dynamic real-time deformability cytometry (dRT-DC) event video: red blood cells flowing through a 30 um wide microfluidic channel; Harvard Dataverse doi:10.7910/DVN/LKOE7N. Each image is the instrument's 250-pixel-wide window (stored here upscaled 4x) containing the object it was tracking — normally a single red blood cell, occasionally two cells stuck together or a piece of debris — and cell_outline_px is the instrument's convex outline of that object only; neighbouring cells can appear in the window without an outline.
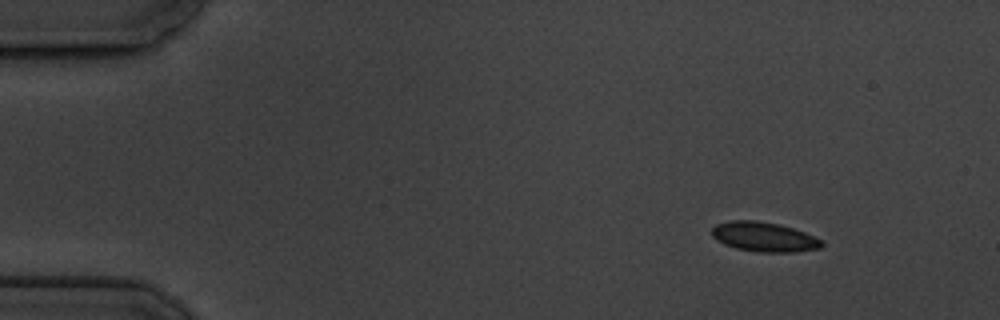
{"species": "common noctule bat (a hibernating species)", "species_latin": "Nyctalus noctula", "temperature_condition": "cold", "stored_images_in_passage": 4, "camera_frame_rate_fps": 3000, "um_per_image_px": 0.085, "animal": {"sex": "male", "body_mass_g": 19.5, "forearm_length_mm": 54.6}, "frame": {"image": 1, "passage_image": 1, "time_ms": 0.0, "image_size_px": [1000, 320], "cell_outline_px": [[824, 244], [820, 248], [792, 252], [760, 252], [736, 248], [724, 244], [716, 240], [712, 236], [712, 228], [716, 224], [728, 220], [756, 220], [776, 224], [792, 228], [804, 232], [824, 240]], "centroid_in_image_um": [64.93, 20.13], "position_along_channel_um": 20.1, "area_um2": 18.96}}